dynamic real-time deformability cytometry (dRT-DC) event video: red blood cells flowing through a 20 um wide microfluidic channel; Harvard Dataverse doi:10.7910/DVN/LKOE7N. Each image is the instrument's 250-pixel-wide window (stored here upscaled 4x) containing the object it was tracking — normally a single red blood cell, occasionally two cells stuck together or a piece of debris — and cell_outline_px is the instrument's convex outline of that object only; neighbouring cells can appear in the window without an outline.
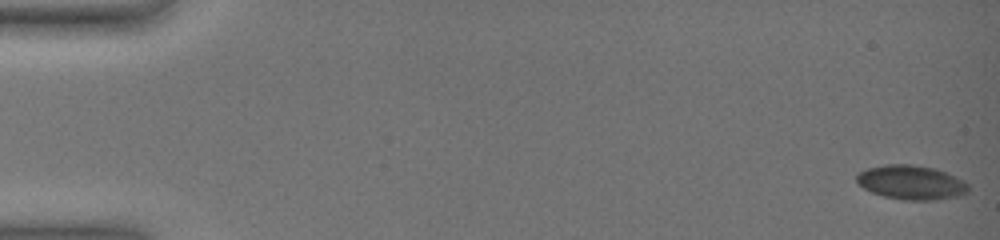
{"species": "common noctule bat (a hibernating species)", "species_latin": "Nyctalus noctula", "temperature_condition": "warm", "stored_images_in_passage": 77, "camera_frame_rate_fps": 3000, "um_per_image_px": 0.085, "animal": {"sex": "female", "body_mass_g": 19.0, "forearm_length_mm": 51.5}, "frame": {"image": 1, "passage_image": 1, "time_ms": 0.0, "image_size_px": [1000, 240], "cell_outline_px": [[968, 192], [956, 196], [936, 200], [904, 200], [884, 196], [872, 192], [864, 188], [856, 180], [856, 176], [860, 172], [868, 168], [884, 164], [912, 164], [936, 168], [956, 176], [964, 180], [968, 184]], "centroid_in_image_um": [77.48, 15.49], "position_along_channel_um": 7.5, "area_um2": 22.31}}
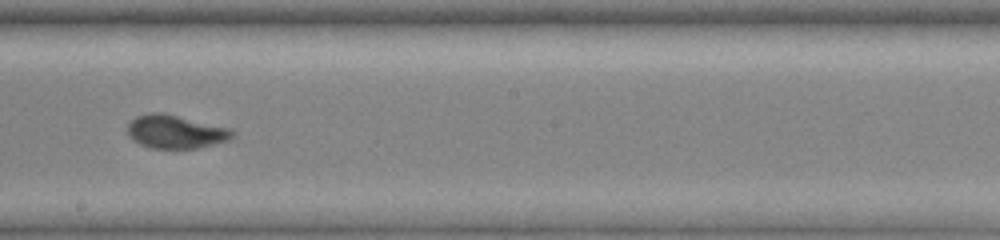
{"frame": {"image": 2, "passage_image": 59, "time_ms": 11.0, "image_size_px": [1000, 240], "cell_outline_px": [[232, 136], [228, 140], [200, 148], [148, 148], [132, 140], [128, 136], [128, 124], [136, 116], [152, 112], [160, 112], [232, 128]], "centroid_in_image_um": [14.9, 11.2], "position_along_channel_um": 233.3, "area_um2": 20.35}}
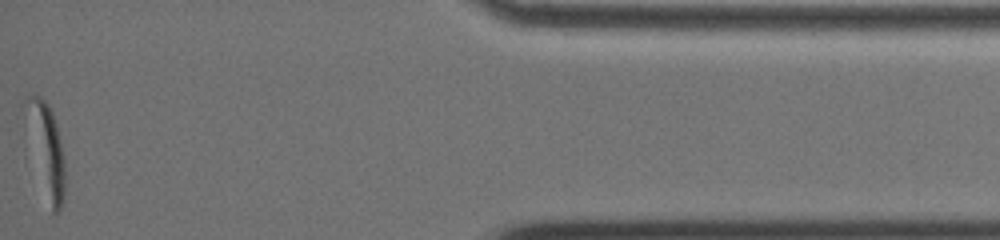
{"frame": {"image": 3, "passage_image": 77, "time_ms": 18.0, "image_size_px": [1000, 240], "cell_outline_px": [[64, 200], [60, 208], [56, 212], [52, 212], [20, 104], [24, 96], [40, 96], [48, 104], [52, 112], [56, 124], [64, 156]], "centroid_in_image_um": [3.91, 12.53], "position_along_channel_um": 431.3, "area_um2": 20.23}, "authors_computed_cell_mechanics": {"area_um2": 21.097, "velocity_mm_per_s": 3.6068, "shape_relaxation_time_tau1_ms": 8.0582, "shape_relaxation_time_tau2_ms": 1.5919, "deformation_change_tau1": 0.1963, "deformation_change_tau2": 0.0589}}